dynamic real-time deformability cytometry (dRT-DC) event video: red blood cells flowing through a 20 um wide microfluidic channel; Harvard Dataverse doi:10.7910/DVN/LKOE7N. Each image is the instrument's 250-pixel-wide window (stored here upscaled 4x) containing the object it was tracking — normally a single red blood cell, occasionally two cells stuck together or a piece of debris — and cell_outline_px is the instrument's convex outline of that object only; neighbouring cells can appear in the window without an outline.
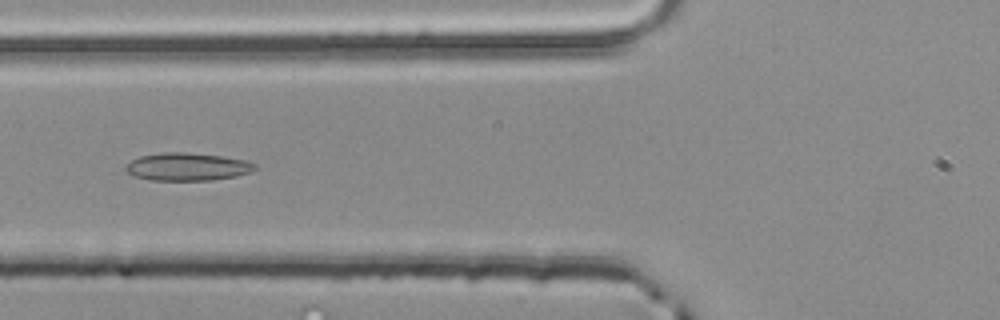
{"species": "common noctule bat (a hibernating species)", "species_latin": "Nyctalus noctula", "temperature_condition": "room temperature", "stored_images_in_passage": 40, "camera_frame_rate_fps": 3000, "um_per_image_px": 0.085, "animal": {"sex": "male", "body_mass_g": 20.4}, "frame": {"image": 1, "passage_image": 10, "time_ms": 3.0, "image_size_px": [1000, 320], "cell_outline_px": [[256, 168], [248, 172], [236, 176], [212, 180], [152, 180], [136, 176], [128, 172], [124, 168], [132, 160], [140, 156], [164, 152], [188, 152], [220, 156], [244, 160], [256, 164]], "centroid_in_image_um": [15.92, 14.17], "position_along_channel_um": 109.9, "area_um2": 20.63}}
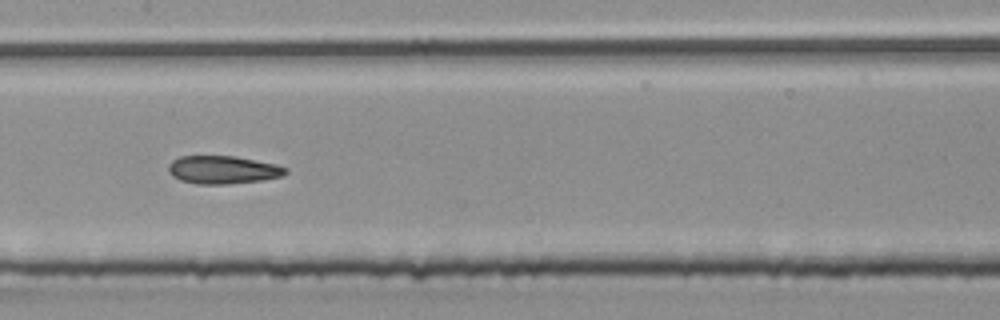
{"frame": {"image": 2, "passage_image": 16, "time_ms": 5.0, "image_size_px": [1000, 320], "cell_outline_px": [[288, 172], [284, 176], [260, 180], [228, 184], [196, 184], [180, 180], [172, 176], [168, 172], [168, 164], [172, 160], [180, 156], [236, 156], [276, 164], [288, 168]], "centroid_in_image_um": [18.94, 14.43], "position_along_channel_um": 188.5, "area_um2": 19.31}}
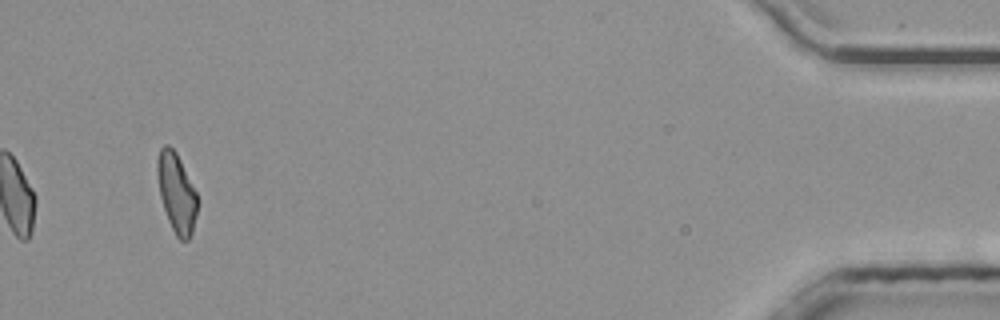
{"frame": {"image": 3, "passage_image": 40, "time_ms": 13.0, "image_size_px": [1000, 320], "cell_outline_px": [[196, 212], [192, 232], [188, 240], [180, 240], [176, 236], [168, 220], [160, 196], [156, 172], [156, 160], [160, 148], [164, 144], [168, 144], [176, 152], [196, 192]], "centroid_in_image_um": [14.97, 16.36], "position_along_channel_um": 420.2, "area_um2": 18.26}, "authors_computed_cell_mechanics": {"area_um2": 19.074, "velocity_mm_per_s": 3.9121, "shape_relaxation_time_tau1_ms": null, "shape_relaxation_time_tau2_ms": 4.4932, "deformation_change_tau1": null, "deformation_change_tau2": 0.1355}}